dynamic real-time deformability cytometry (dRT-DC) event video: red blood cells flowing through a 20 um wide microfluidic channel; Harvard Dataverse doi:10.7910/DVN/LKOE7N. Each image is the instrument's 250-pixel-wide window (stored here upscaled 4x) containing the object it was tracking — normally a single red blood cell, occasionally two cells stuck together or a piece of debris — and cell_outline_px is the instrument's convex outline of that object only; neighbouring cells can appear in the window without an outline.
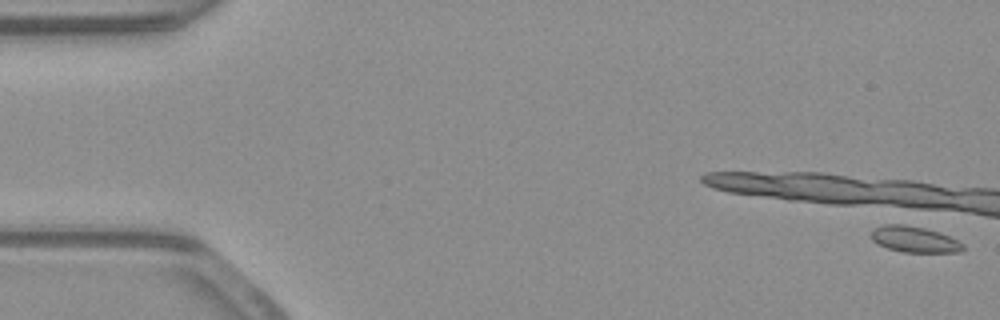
{"species": "common noctule bat (a hibernating species)", "species_latin": "Nyctalus noctula", "temperature_condition": "warm", "stored_images_in_passage": 1, "camera_frame_rate_fps": 3000, "um_per_image_px": 0.085, "animal": {"sex": "male", "body_mass_g": 23.1, "forearm_length_mm": 52.7}, "frame": {"image": 1, "passage_image": 1, "time_ms": 0.0, "image_size_px": [1000, 320], "cell_outline_px": [[964, 248], [960, 252], [900, 252], [876, 244], [872, 240], [872, 232], [876, 228], [892, 220], [896, 220], [916, 224], [940, 232], [964, 244]], "centroid_in_image_um": [77.68, 20.28], "position_along_channel_um": 7.3, "area_um2": 14.68}}